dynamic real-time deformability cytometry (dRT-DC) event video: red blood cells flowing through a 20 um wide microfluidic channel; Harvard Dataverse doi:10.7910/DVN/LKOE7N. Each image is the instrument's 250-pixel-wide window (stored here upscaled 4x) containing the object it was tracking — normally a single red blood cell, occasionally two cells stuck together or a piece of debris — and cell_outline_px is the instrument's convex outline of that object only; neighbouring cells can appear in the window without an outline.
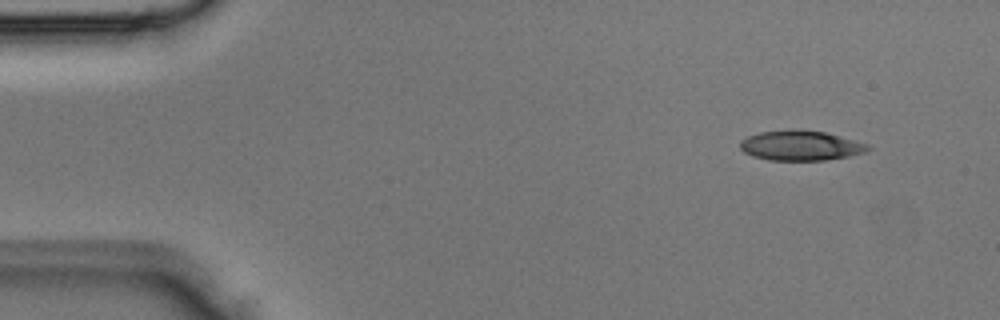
{"species": "Egyptian fruit bat (a non-hibernating species)", "species_latin": "Rousettus aegyptiacus", "temperature_condition": "room temperature", "stored_images_in_passage": 3, "camera_frame_rate_fps": 3000, "um_per_image_px": 0.085, "animal": {"sex": "male"}, "frame": {"image": 1, "passage_image": 1, "time_ms": 0.0, "image_size_px": [1000, 320], "cell_outline_px": [[872, 148], [864, 152], [848, 156], [824, 160], [768, 160], [752, 156], [744, 152], [740, 148], [740, 140], [748, 136], [760, 132], [824, 132], [868, 144]], "centroid_in_image_um": [68.04, 12.42], "position_along_channel_um": 17.0, "area_um2": 21.39}}
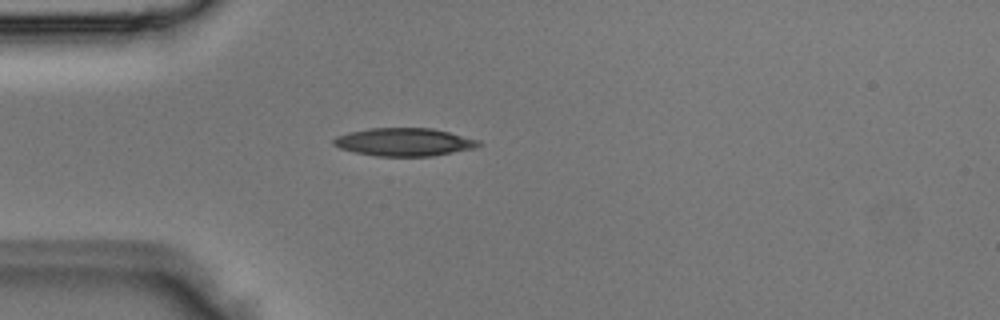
{"frame": {"image": 2, "passage_image": 3, "time_ms": 0.667, "image_size_px": [1000, 320], "cell_outline_px": [[484, 144], [476, 148], [432, 156], [376, 156], [356, 152], [340, 148], [332, 144], [332, 140], [336, 136], [348, 132], [368, 128], [432, 128], [480, 140]], "centroid_in_image_um": [34.37, 12.07], "position_along_channel_um": 50.6, "area_um2": 23.76}}